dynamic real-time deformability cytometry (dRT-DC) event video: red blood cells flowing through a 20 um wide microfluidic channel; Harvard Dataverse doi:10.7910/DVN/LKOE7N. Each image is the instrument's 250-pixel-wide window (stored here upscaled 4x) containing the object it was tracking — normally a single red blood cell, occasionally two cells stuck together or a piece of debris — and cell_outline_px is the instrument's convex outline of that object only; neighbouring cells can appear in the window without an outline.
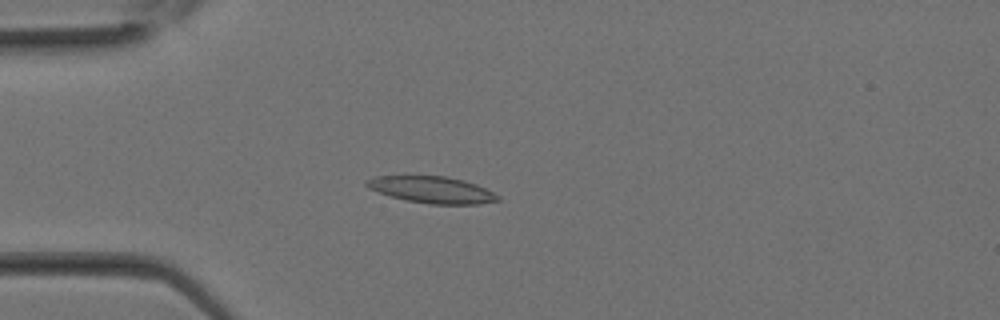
{"species": "Egyptian fruit bat (a non-hibernating species)", "species_latin": "Rousettus aegyptiacus", "temperature_condition": "room temperature", "stored_images_in_passage": 12, "camera_frame_rate_fps": 3000, "um_per_image_px": 0.085, "animal": {"sex": "female"}, "frame": {"image": 1, "passage_image": 8, "time_ms": 2.333, "image_size_px": [1000, 320], "cell_outline_px": [[500, 200], [480, 204], [432, 204], [404, 200], [368, 188], [364, 184], [364, 180], [376, 176], [448, 176], [464, 180], [476, 184], [500, 196]], "centroid_in_image_um": [36.71, 16.12], "position_along_channel_um": 48.3, "area_um2": 20.35}}
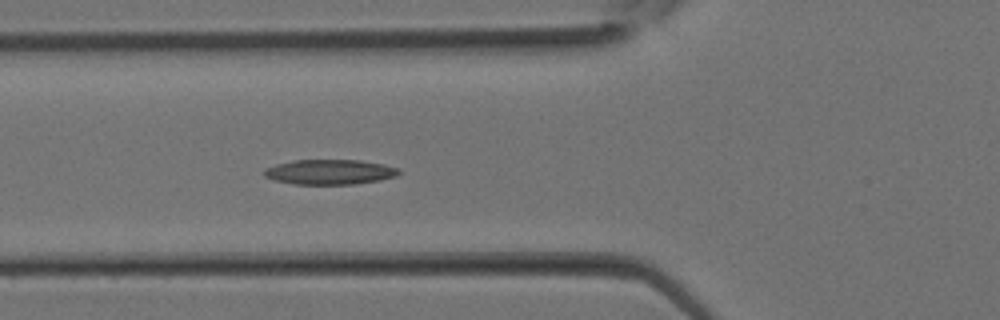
{"frame": {"image": 2, "passage_image": 11, "time_ms": 3.333, "image_size_px": [1000, 320], "cell_outline_px": [[400, 172], [396, 176], [380, 180], [356, 184], [296, 184], [276, 180], [264, 176], [264, 168], [276, 164], [292, 160], [360, 160], [384, 164], [400, 168]], "centroid_in_image_um": [28.05, 14.61], "position_along_channel_um": 97.7, "area_um2": 19.65}}